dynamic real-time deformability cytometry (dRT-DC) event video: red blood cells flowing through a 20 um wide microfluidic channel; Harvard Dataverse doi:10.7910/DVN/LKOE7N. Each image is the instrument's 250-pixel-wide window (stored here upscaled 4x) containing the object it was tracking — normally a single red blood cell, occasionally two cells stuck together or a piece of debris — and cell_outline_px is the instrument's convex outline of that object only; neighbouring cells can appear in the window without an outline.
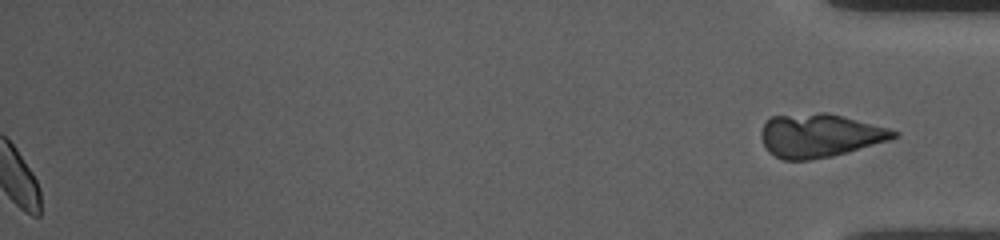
{"species": "common noctule bat (a hibernating species)", "species_latin": "Nyctalus noctula", "temperature_condition": "room temperature", "stored_images_in_passage": 46, "segment_of_instrument_passage": [2, 2], "camera_frame_rate_fps": 3000, "um_per_image_px": 0.085, "animal": {"sex": "female", "body_mass_g": 10.0, "forearm_length_mm": 53.1}, "frame": {"image": 1, "passage_image": 46, "time_ms": 15.0, "image_size_px": [1000, 240], "cell_outline_px": [[900, 136], [888, 140], [848, 152], [832, 156], [808, 160], [784, 160], [768, 152], [760, 136], [760, 132], [764, 124], [772, 116], [820, 112], [828, 112], [888, 128], [900, 132]], "centroid_in_image_um": [69.67, 11.51], "position_along_channel_um": 365.5, "area_um2": 33.52}}